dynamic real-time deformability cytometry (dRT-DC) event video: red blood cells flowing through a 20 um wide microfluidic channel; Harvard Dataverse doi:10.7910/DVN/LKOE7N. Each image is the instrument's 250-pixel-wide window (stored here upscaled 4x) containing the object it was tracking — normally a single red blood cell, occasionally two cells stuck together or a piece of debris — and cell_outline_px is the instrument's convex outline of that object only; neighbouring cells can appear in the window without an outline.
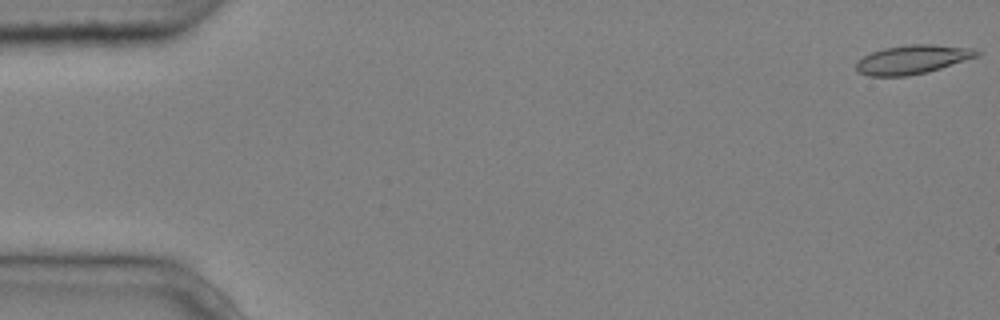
{"species": "common noctule bat (a hibernating species)", "species_latin": "Nyctalus noctula", "temperature_condition": "cold", "stored_images_in_passage": 5, "camera_frame_rate_fps": 3000, "um_per_image_px": 0.085, "animal": {"sex": "male", "body_mass_g": 20.4}, "frame": {"image": 1, "passage_image": 1, "time_ms": 0.0, "image_size_px": [1000, 320], "cell_outline_px": [[980, 56], [928, 72], [908, 76], [868, 76], [860, 72], [856, 68], [856, 64], [864, 56], [872, 52], [884, 48], [912, 44], [932, 44], [976, 48], [980, 52]], "centroid_in_image_um": [77.63, 5.05], "position_along_channel_um": 7.4, "area_um2": 20.35}}
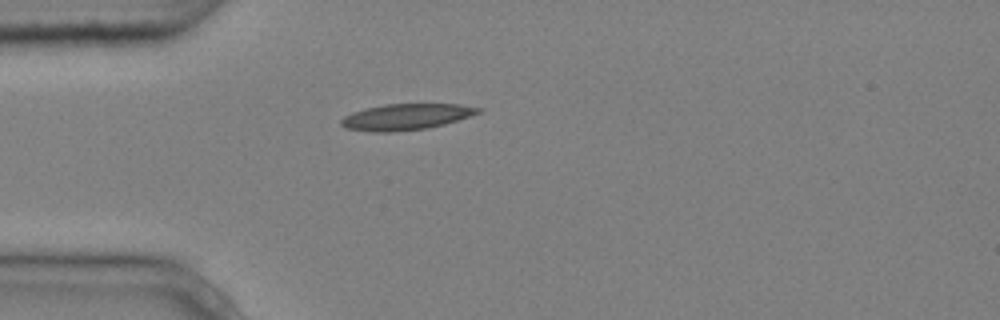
{"frame": {"image": 2, "passage_image": 5, "time_ms": 1.333, "image_size_px": [1000, 320], "cell_outline_px": [[484, 108], [480, 112], [444, 124], [428, 128], [392, 132], [372, 132], [344, 128], [340, 124], [340, 120], [344, 116], [352, 112], [384, 104], [460, 104]], "centroid_in_image_um": [34.49, 9.93], "position_along_channel_um": 50.5, "area_um2": 20.81}}